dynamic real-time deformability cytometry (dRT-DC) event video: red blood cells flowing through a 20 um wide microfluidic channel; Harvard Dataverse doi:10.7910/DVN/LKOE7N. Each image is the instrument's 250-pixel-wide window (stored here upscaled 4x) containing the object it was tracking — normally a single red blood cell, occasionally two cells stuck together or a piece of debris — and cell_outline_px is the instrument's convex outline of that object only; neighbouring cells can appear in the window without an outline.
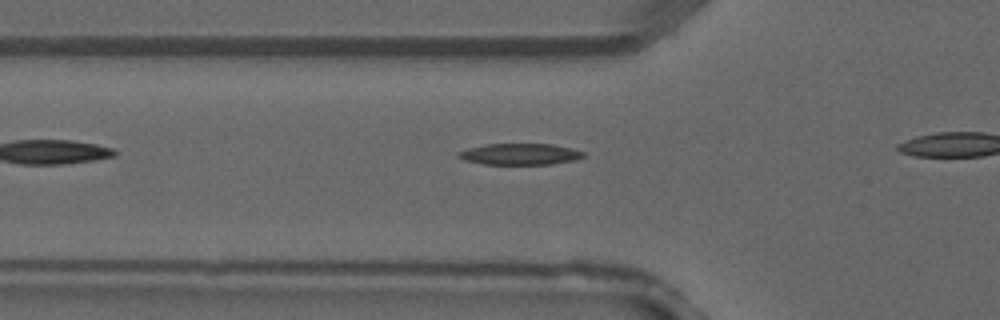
{"species": "common noctule bat (a hibernating species)", "species_latin": "Nyctalus noctula", "temperature_condition": "warm", "stored_images_in_passage": 3, "camera_frame_rate_fps": 3000, "um_per_image_px": 0.085, "animal": {"sex": "male", "forearm_length_mm": 52.5}, "frame": {"image": 1, "passage_image": 2, "time_ms": 0.333, "image_size_px": [1000, 320], "cell_outline_px": [[584, 156], [576, 160], [552, 164], [484, 164], [464, 160], [456, 156], [456, 152], [468, 148], [484, 144], [552, 144], [572, 148], [584, 152]], "centroid_in_image_um": [44.17, 13.1], "position_along_channel_um": 81.6, "area_um2": 15.61}}